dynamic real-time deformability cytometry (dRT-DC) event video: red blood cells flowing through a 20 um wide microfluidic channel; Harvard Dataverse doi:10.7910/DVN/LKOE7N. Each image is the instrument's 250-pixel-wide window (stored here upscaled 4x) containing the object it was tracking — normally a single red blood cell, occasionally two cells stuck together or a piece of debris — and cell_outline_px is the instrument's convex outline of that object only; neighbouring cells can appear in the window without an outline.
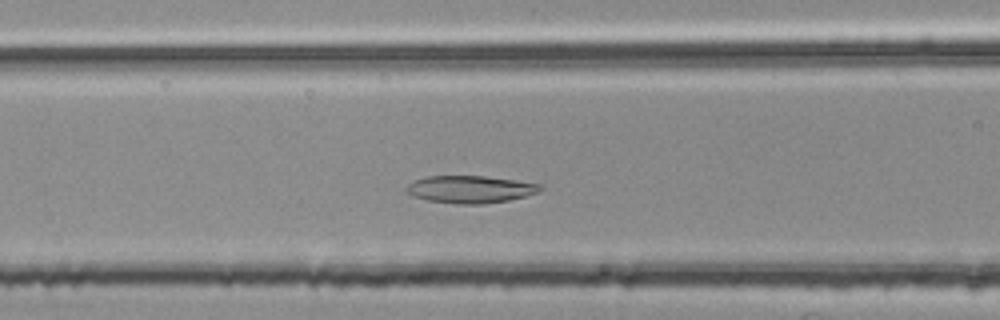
{"species": "common noctule bat (a hibernating species)", "species_latin": "Nyctalus noctula", "temperature_condition": "room temperature", "stored_images_in_passage": 42, "camera_frame_rate_fps": 3000, "um_per_image_px": 0.085, "animal": {"sex": "female", "body_mass_g": 25.1}, "frame": {"image": 1, "passage_image": 16, "time_ms": 5.0, "image_size_px": [1000, 320], "cell_outline_px": [[544, 188], [536, 192], [524, 196], [508, 200], [484, 204], [456, 204], [428, 200], [412, 196], [404, 192], [404, 188], [408, 184], [416, 180], [428, 176], [484, 176], [516, 180], [544, 184]], "centroid_in_image_um": [39.96, 16.09], "position_along_channel_um": 126.6, "area_um2": 21.44}}
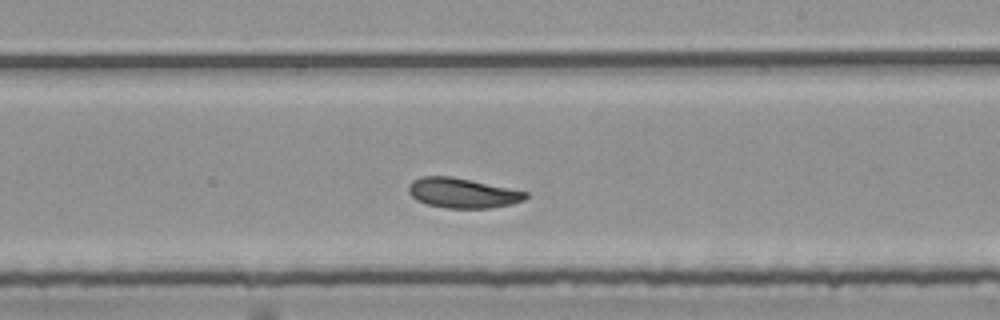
{"frame": {"image": 2, "passage_image": 26, "time_ms": 8.333, "image_size_px": [1000, 320], "cell_outline_px": [[528, 196], [524, 200], [512, 204], [488, 208], [448, 208], [428, 204], [416, 200], [408, 192], [408, 184], [412, 180], [420, 176], [452, 176], [528, 192]], "centroid_in_image_um": [39.29, 16.4], "position_along_channel_um": 249.7, "area_um2": 20.4}}
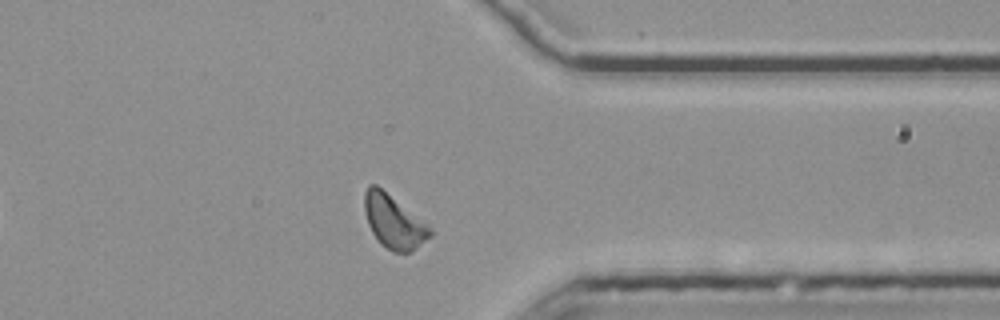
{"frame": {"image": 3, "passage_image": 37, "time_ms": 12.0, "image_size_px": [1000, 320], "cell_outline_px": [[432, 236], [408, 252], [392, 252], [380, 244], [372, 232], [368, 224], [364, 212], [364, 192], [368, 184], [376, 184], [424, 224], [432, 232]], "centroid_in_image_um": [33.38, 18.85], "position_along_channel_um": 378.0, "area_um2": 19.59}, "authors_computed_cell_mechanics": {"area_um2": 20.808, "velocity_mm_per_s": 3.7004, "shape_relaxation_time_tau1_ms": 8.073, "shape_relaxation_time_tau2_ms": 5.1649, "deformation_change_tau1": 0.1723, "deformation_change_tau2": 0.1211}}